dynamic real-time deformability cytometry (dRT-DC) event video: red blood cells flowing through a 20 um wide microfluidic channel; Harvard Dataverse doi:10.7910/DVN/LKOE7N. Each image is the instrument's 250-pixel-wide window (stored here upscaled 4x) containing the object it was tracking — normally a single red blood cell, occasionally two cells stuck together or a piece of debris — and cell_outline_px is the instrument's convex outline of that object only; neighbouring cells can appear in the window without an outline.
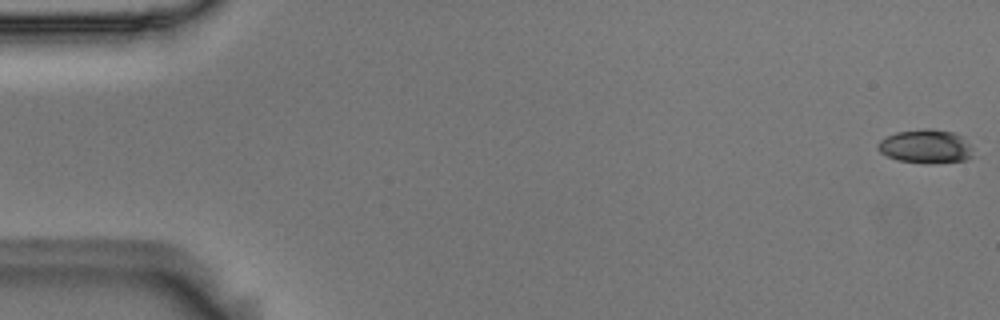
{"species": "Egyptian fruit bat (a non-hibernating species)", "species_latin": "Rousettus aegyptiacus", "temperature_condition": "room temperature", "stored_images_in_passage": 4, "camera_frame_rate_fps": 3000, "um_per_image_px": 0.085, "animal": {"sex": "male"}, "frame": {"image": 1, "passage_image": 1, "time_ms": 0.0, "image_size_px": [1000, 320], "cell_outline_px": [[972, 156], [964, 160], [928, 164], [924, 164], [896, 160], [880, 152], [876, 148], [876, 144], [880, 140], [896, 132], [924, 128], [932, 128], [956, 132], [972, 148]], "centroid_in_image_um": [78.65, 12.44], "position_along_channel_um": 6.3, "area_um2": 18.9}}